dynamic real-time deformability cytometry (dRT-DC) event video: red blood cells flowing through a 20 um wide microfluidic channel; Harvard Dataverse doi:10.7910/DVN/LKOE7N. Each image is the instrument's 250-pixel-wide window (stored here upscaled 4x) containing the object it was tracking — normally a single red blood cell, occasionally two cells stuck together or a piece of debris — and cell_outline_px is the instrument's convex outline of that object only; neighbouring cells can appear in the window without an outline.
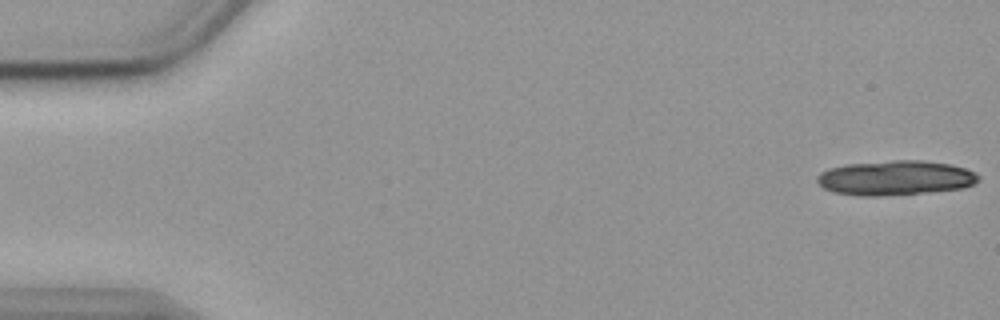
{"species": "common noctule bat (a hibernating species)", "species_latin": "Nyctalus noctula", "temperature_condition": "cold", "stored_images_in_passage": 23, "camera_frame_rate_fps": 3000, "um_per_image_px": 0.085, "animal": {"sex": "female", "body_mass_g": 19.9}, "frame": {"image": 1, "passage_image": 1, "time_ms": 0.0, "image_size_px": [1000, 320], "cell_outline_px": [[980, 180], [964, 188], [928, 192], [880, 196], [860, 196], [832, 192], [824, 188], [816, 180], [816, 176], [820, 172], [828, 168], [844, 164], [892, 160], [920, 160], [952, 164], [964, 168], [980, 176]], "centroid_in_image_um": [76.07, 15.12], "position_along_channel_um": 8.9, "area_um2": 32.83}}